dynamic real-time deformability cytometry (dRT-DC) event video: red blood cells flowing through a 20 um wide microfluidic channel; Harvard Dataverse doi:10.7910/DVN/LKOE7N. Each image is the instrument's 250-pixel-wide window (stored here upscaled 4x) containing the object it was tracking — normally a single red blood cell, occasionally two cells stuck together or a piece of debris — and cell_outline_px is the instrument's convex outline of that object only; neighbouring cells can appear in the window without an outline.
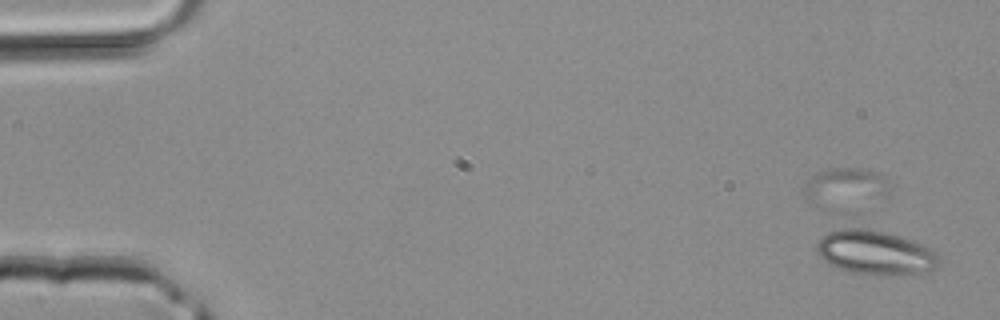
{"species": "common noctule bat (a hibernating species)", "species_latin": "Nyctalus noctula", "temperature_condition": "room temperature", "stored_images_in_passage": 42, "camera_frame_rate_fps": 3000, "um_per_image_px": 0.085, "animal": {"sex": "male", "body_mass_g": 20.4}, "frame": {"image": 1, "passage_image": 1, "time_ms": 0.0, "image_size_px": [1000, 320], "cell_outline_px": [[940, 260], [936, 268], [932, 272], [884, 276], [880, 276], [852, 272], [828, 264], [816, 252], [816, 244], [840, 212], [852, 212], [912, 240], [936, 252]], "centroid_in_image_um": [74.18, 21.15], "position_along_channel_um": 10.8, "area_um2": 36.76}}
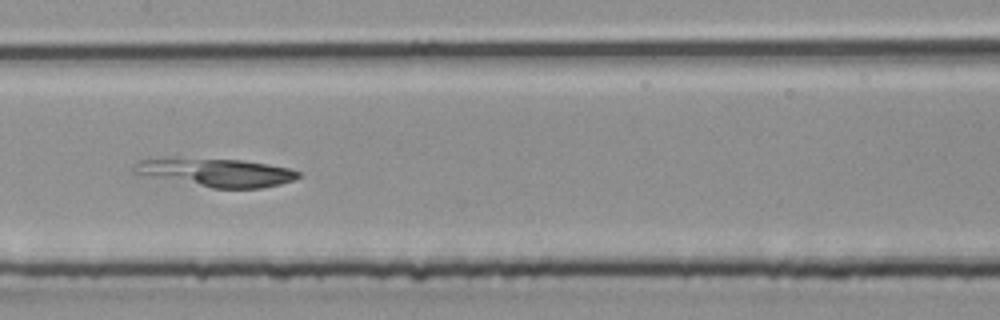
{"frame": {"image": 2, "passage_image": 21, "time_ms": 6.667, "image_size_px": [1000, 320], "cell_outline_px": [[300, 176], [296, 180], [280, 184], [260, 188], [212, 188], [132, 172], [132, 164], [140, 160], [244, 160], [292, 168], [300, 172]], "centroid_in_image_um": [18.54, 14.69], "position_along_channel_um": 188.9, "area_um2": 26.01}}
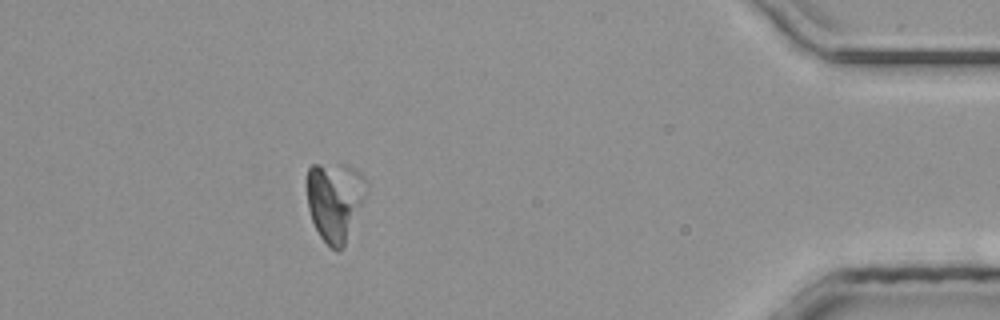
{"frame": {"image": 3, "passage_image": 38, "time_ms": 12.333, "image_size_px": [1000, 320], "cell_outline_px": [[364, 196], [344, 248], [336, 252], [320, 236], [312, 220], [308, 208], [304, 184], [308, 168], [312, 164], [344, 164], [352, 168], [364, 180]], "centroid_in_image_um": [28.37, 17.08], "position_along_channel_um": 406.8, "area_um2": 27.28}}